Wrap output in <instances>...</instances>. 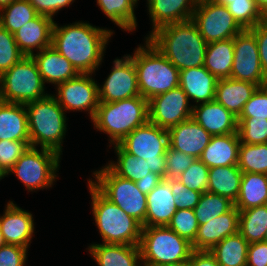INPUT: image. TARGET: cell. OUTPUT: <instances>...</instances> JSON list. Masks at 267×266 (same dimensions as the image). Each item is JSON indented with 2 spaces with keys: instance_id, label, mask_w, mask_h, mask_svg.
Here are the masks:
<instances>
[{
  "instance_id": "obj_1",
  "label": "cell",
  "mask_w": 267,
  "mask_h": 266,
  "mask_svg": "<svg viewBox=\"0 0 267 266\" xmlns=\"http://www.w3.org/2000/svg\"><path fill=\"white\" fill-rule=\"evenodd\" d=\"M113 32L77 22L58 27L54 22L52 47L63 55L79 74H92L101 64L105 45Z\"/></svg>"
},
{
  "instance_id": "obj_2",
  "label": "cell",
  "mask_w": 267,
  "mask_h": 266,
  "mask_svg": "<svg viewBox=\"0 0 267 266\" xmlns=\"http://www.w3.org/2000/svg\"><path fill=\"white\" fill-rule=\"evenodd\" d=\"M147 39L179 71L204 66L208 43L192 19L163 26Z\"/></svg>"
},
{
  "instance_id": "obj_3",
  "label": "cell",
  "mask_w": 267,
  "mask_h": 266,
  "mask_svg": "<svg viewBox=\"0 0 267 266\" xmlns=\"http://www.w3.org/2000/svg\"><path fill=\"white\" fill-rule=\"evenodd\" d=\"M137 72L140 95L146 100L179 87L180 71L146 38L130 56Z\"/></svg>"
},
{
  "instance_id": "obj_4",
  "label": "cell",
  "mask_w": 267,
  "mask_h": 266,
  "mask_svg": "<svg viewBox=\"0 0 267 266\" xmlns=\"http://www.w3.org/2000/svg\"><path fill=\"white\" fill-rule=\"evenodd\" d=\"M92 211L105 244L139 245L142 224L108 200L89 180Z\"/></svg>"
},
{
  "instance_id": "obj_5",
  "label": "cell",
  "mask_w": 267,
  "mask_h": 266,
  "mask_svg": "<svg viewBox=\"0 0 267 266\" xmlns=\"http://www.w3.org/2000/svg\"><path fill=\"white\" fill-rule=\"evenodd\" d=\"M92 121L95 128L109 134L110 143L119 144L133 130L149 121L148 100L140 95L99 103Z\"/></svg>"
},
{
  "instance_id": "obj_6",
  "label": "cell",
  "mask_w": 267,
  "mask_h": 266,
  "mask_svg": "<svg viewBox=\"0 0 267 266\" xmlns=\"http://www.w3.org/2000/svg\"><path fill=\"white\" fill-rule=\"evenodd\" d=\"M28 116L30 146L54 150L61 155L62 141L66 133V116L56 97L44 98L25 105Z\"/></svg>"
},
{
  "instance_id": "obj_7",
  "label": "cell",
  "mask_w": 267,
  "mask_h": 266,
  "mask_svg": "<svg viewBox=\"0 0 267 266\" xmlns=\"http://www.w3.org/2000/svg\"><path fill=\"white\" fill-rule=\"evenodd\" d=\"M143 266H177L189 261L192 245L167 226L143 227L140 240Z\"/></svg>"
},
{
  "instance_id": "obj_8",
  "label": "cell",
  "mask_w": 267,
  "mask_h": 266,
  "mask_svg": "<svg viewBox=\"0 0 267 266\" xmlns=\"http://www.w3.org/2000/svg\"><path fill=\"white\" fill-rule=\"evenodd\" d=\"M44 82L32 56H24L0 76V101L28 104L46 97Z\"/></svg>"
},
{
  "instance_id": "obj_9",
  "label": "cell",
  "mask_w": 267,
  "mask_h": 266,
  "mask_svg": "<svg viewBox=\"0 0 267 266\" xmlns=\"http://www.w3.org/2000/svg\"><path fill=\"white\" fill-rule=\"evenodd\" d=\"M119 145L127 153L146 160L152 173L165 178V155L169 146L166 129L148 121L128 134Z\"/></svg>"
},
{
  "instance_id": "obj_10",
  "label": "cell",
  "mask_w": 267,
  "mask_h": 266,
  "mask_svg": "<svg viewBox=\"0 0 267 266\" xmlns=\"http://www.w3.org/2000/svg\"><path fill=\"white\" fill-rule=\"evenodd\" d=\"M97 180L92 184L111 202L122 208L129 216L145 227L147 195L143 194L134 181L119 177L107 166L93 173ZM97 182V183H96Z\"/></svg>"
},
{
  "instance_id": "obj_11",
  "label": "cell",
  "mask_w": 267,
  "mask_h": 266,
  "mask_svg": "<svg viewBox=\"0 0 267 266\" xmlns=\"http://www.w3.org/2000/svg\"><path fill=\"white\" fill-rule=\"evenodd\" d=\"M60 154L54 150L36 147L29 148L20 156L14 166L8 171L15 173L28 190L48 188L56 178Z\"/></svg>"
},
{
  "instance_id": "obj_12",
  "label": "cell",
  "mask_w": 267,
  "mask_h": 266,
  "mask_svg": "<svg viewBox=\"0 0 267 266\" xmlns=\"http://www.w3.org/2000/svg\"><path fill=\"white\" fill-rule=\"evenodd\" d=\"M192 20L207 43L234 38L243 30L226 6L215 0L197 3Z\"/></svg>"
},
{
  "instance_id": "obj_13",
  "label": "cell",
  "mask_w": 267,
  "mask_h": 266,
  "mask_svg": "<svg viewBox=\"0 0 267 266\" xmlns=\"http://www.w3.org/2000/svg\"><path fill=\"white\" fill-rule=\"evenodd\" d=\"M230 78L267 85V76L261 67L258 44L250 29H243L234 37V60Z\"/></svg>"
},
{
  "instance_id": "obj_14",
  "label": "cell",
  "mask_w": 267,
  "mask_h": 266,
  "mask_svg": "<svg viewBox=\"0 0 267 266\" xmlns=\"http://www.w3.org/2000/svg\"><path fill=\"white\" fill-rule=\"evenodd\" d=\"M181 87L156 95L148 100L149 122L163 129L192 118L193 107Z\"/></svg>"
},
{
  "instance_id": "obj_15",
  "label": "cell",
  "mask_w": 267,
  "mask_h": 266,
  "mask_svg": "<svg viewBox=\"0 0 267 266\" xmlns=\"http://www.w3.org/2000/svg\"><path fill=\"white\" fill-rule=\"evenodd\" d=\"M90 75L92 74H78L75 78L58 84L56 100L64 110L89 111L92 119L99 105V86Z\"/></svg>"
},
{
  "instance_id": "obj_16",
  "label": "cell",
  "mask_w": 267,
  "mask_h": 266,
  "mask_svg": "<svg viewBox=\"0 0 267 266\" xmlns=\"http://www.w3.org/2000/svg\"><path fill=\"white\" fill-rule=\"evenodd\" d=\"M115 59L112 72L98 88L99 103L116 102L140 96L137 72L130 55Z\"/></svg>"
},
{
  "instance_id": "obj_17",
  "label": "cell",
  "mask_w": 267,
  "mask_h": 266,
  "mask_svg": "<svg viewBox=\"0 0 267 266\" xmlns=\"http://www.w3.org/2000/svg\"><path fill=\"white\" fill-rule=\"evenodd\" d=\"M167 132L171 148L191 155L195 159L200 158L212 137L192 118L175 125Z\"/></svg>"
},
{
  "instance_id": "obj_18",
  "label": "cell",
  "mask_w": 267,
  "mask_h": 266,
  "mask_svg": "<svg viewBox=\"0 0 267 266\" xmlns=\"http://www.w3.org/2000/svg\"><path fill=\"white\" fill-rule=\"evenodd\" d=\"M192 119L211 136L237 133L238 117L225 109L216 100L192 106Z\"/></svg>"
},
{
  "instance_id": "obj_19",
  "label": "cell",
  "mask_w": 267,
  "mask_h": 266,
  "mask_svg": "<svg viewBox=\"0 0 267 266\" xmlns=\"http://www.w3.org/2000/svg\"><path fill=\"white\" fill-rule=\"evenodd\" d=\"M33 221L31 213L10 201L0 217V231L5 243L28 248L34 233Z\"/></svg>"
},
{
  "instance_id": "obj_20",
  "label": "cell",
  "mask_w": 267,
  "mask_h": 266,
  "mask_svg": "<svg viewBox=\"0 0 267 266\" xmlns=\"http://www.w3.org/2000/svg\"><path fill=\"white\" fill-rule=\"evenodd\" d=\"M239 210L234 206L227 213L211 219L198 227L193 250H210L221 240L238 233Z\"/></svg>"
},
{
  "instance_id": "obj_21",
  "label": "cell",
  "mask_w": 267,
  "mask_h": 266,
  "mask_svg": "<svg viewBox=\"0 0 267 266\" xmlns=\"http://www.w3.org/2000/svg\"><path fill=\"white\" fill-rule=\"evenodd\" d=\"M53 18L38 14L13 35L20 52L24 56H32L33 48L41 51L52 46Z\"/></svg>"
},
{
  "instance_id": "obj_22",
  "label": "cell",
  "mask_w": 267,
  "mask_h": 266,
  "mask_svg": "<svg viewBox=\"0 0 267 266\" xmlns=\"http://www.w3.org/2000/svg\"><path fill=\"white\" fill-rule=\"evenodd\" d=\"M153 30L177 22L192 19L197 6L196 0H147Z\"/></svg>"
},
{
  "instance_id": "obj_23",
  "label": "cell",
  "mask_w": 267,
  "mask_h": 266,
  "mask_svg": "<svg viewBox=\"0 0 267 266\" xmlns=\"http://www.w3.org/2000/svg\"><path fill=\"white\" fill-rule=\"evenodd\" d=\"M174 200L170 182L163 179L147 194L145 227L167 226L178 209Z\"/></svg>"
},
{
  "instance_id": "obj_24",
  "label": "cell",
  "mask_w": 267,
  "mask_h": 266,
  "mask_svg": "<svg viewBox=\"0 0 267 266\" xmlns=\"http://www.w3.org/2000/svg\"><path fill=\"white\" fill-rule=\"evenodd\" d=\"M32 58L44 83L58 85L79 74L73 65L52 46L33 54Z\"/></svg>"
},
{
  "instance_id": "obj_25",
  "label": "cell",
  "mask_w": 267,
  "mask_h": 266,
  "mask_svg": "<svg viewBox=\"0 0 267 266\" xmlns=\"http://www.w3.org/2000/svg\"><path fill=\"white\" fill-rule=\"evenodd\" d=\"M258 88V85L248 81L233 78L218 79L215 100L225 109L239 117L244 105Z\"/></svg>"
},
{
  "instance_id": "obj_26",
  "label": "cell",
  "mask_w": 267,
  "mask_h": 266,
  "mask_svg": "<svg viewBox=\"0 0 267 266\" xmlns=\"http://www.w3.org/2000/svg\"><path fill=\"white\" fill-rule=\"evenodd\" d=\"M218 79L204 66L183 69L180 71L179 87L183 89L188 99L197 103L215 100Z\"/></svg>"
},
{
  "instance_id": "obj_27",
  "label": "cell",
  "mask_w": 267,
  "mask_h": 266,
  "mask_svg": "<svg viewBox=\"0 0 267 266\" xmlns=\"http://www.w3.org/2000/svg\"><path fill=\"white\" fill-rule=\"evenodd\" d=\"M240 143L238 132L212 136L199 159L208 168L238 165Z\"/></svg>"
},
{
  "instance_id": "obj_28",
  "label": "cell",
  "mask_w": 267,
  "mask_h": 266,
  "mask_svg": "<svg viewBox=\"0 0 267 266\" xmlns=\"http://www.w3.org/2000/svg\"><path fill=\"white\" fill-rule=\"evenodd\" d=\"M30 141L24 104L0 101V141Z\"/></svg>"
},
{
  "instance_id": "obj_29",
  "label": "cell",
  "mask_w": 267,
  "mask_h": 266,
  "mask_svg": "<svg viewBox=\"0 0 267 266\" xmlns=\"http://www.w3.org/2000/svg\"><path fill=\"white\" fill-rule=\"evenodd\" d=\"M89 252L99 266H139L141 261L139 245L93 244Z\"/></svg>"
},
{
  "instance_id": "obj_30",
  "label": "cell",
  "mask_w": 267,
  "mask_h": 266,
  "mask_svg": "<svg viewBox=\"0 0 267 266\" xmlns=\"http://www.w3.org/2000/svg\"><path fill=\"white\" fill-rule=\"evenodd\" d=\"M234 60V38L210 42L204 67L217 79L230 78Z\"/></svg>"
},
{
  "instance_id": "obj_31",
  "label": "cell",
  "mask_w": 267,
  "mask_h": 266,
  "mask_svg": "<svg viewBox=\"0 0 267 266\" xmlns=\"http://www.w3.org/2000/svg\"><path fill=\"white\" fill-rule=\"evenodd\" d=\"M267 204V175L243 173L241 186L234 206L239 210Z\"/></svg>"
},
{
  "instance_id": "obj_32",
  "label": "cell",
  "mask_w": 267,
  "mask_h": 266,
  "mask_svg": "<svg viewBox=\"0 0 267 266\" xmlns=\"http://www.w3.org/2000/svg\"><path fill=\"white\" fill-rule=\"evenodd\" d=\"M243 172L238 165L209 168L208 192L237 200Z\"/></svg>"
},
{
  "instance_id": "obj_33",
  "label": "cell",
  "mask_w": 267,
  "mask_h": 266,
  "mask_svg": "<svg viewBox=\"0 0 267 266\" xmlns=\"http://www.w3.org/2000/svg\"><path fill=\"white\" fill-rule=\"evenodd\" d=\"M249 243L238 232L228 236L209 251L219 266H246Z\"/></svg>"
},
{
  "instance_id": "obj_34",
  "label": "cell",
  "mask_w": 267,
  "mask_h": 266,
  "mask_svg": "<svg viewBox=\"0 0 267 266\" xmlns=\"http://www.w3.org/2000/svg\"><path fill=\"white\" fill-rule=\"evenodd\" d=\"M267 204L239 211L238 232L250 243L264 241Z\"/></svg>"
},
{
  "instance_id": "obj_35",
  "label": "cell",
  "mask_w": 267,
  "mask_h": 266,
  "mask_svg": "<svg viewBox=\"0 0 267 266\" xmlns=\"http://www.w3.org/2000/svg\"><path fill=\"white\" fill-rule=\"evenodd\" d=\"M118 157L117 163H109L107 167L121 178L139 181L151 173L147 161L127 153L119 144H114Z\"/></svg>"
},
{
  "instance_id": "obj_36",
  "label": "cell",
  "mask_w": 267,
  "mask_h": 266,
  "mask_svg": "<svg viewBox=\"0 0 267 266\" xmlns=\"http://www.w3.org/2000/svg\"><path fill=\"white\" fill-rule=\"evenodd\" d=\"M138 0H97L98 6L110 20L121 29L132 31L136 28L134 7Z\"/></svg>"
},
{
  "instance_id": "obj_37",
  "label": "cell",
  "mask_w": 267,
  "mask_h": 266,
  "mask_svg": "<svg viewBox=\"0 0 267 266\" xmlns=\"http://www.w3.org/2000/svg\"><path fill=\"white\" fill-rule=\"evenodd\" d=\"M0 11V25L12 34L38 15L28 0H14Z\"/></svg>"
},
{
  "instance_id": "obj_38",
  "label": "cell",
  "mask_w": 267,
  "mask_h": 266,
  "mask_svg": "<svg viewBox=\"0 0 267 266\" xmlns=\"http://www.w3.org/2000/svg\"><path fill=\"white\" fill-rule=\"evenodd\" d=\"M238 167L243 173H261L267 175V143H240Z\"/></svg>"
},
{
  "instance_id": "obj_39",
  "label": "cell",
  "mask_w": 267,
  "mask_h": 266,
  "mask_svg": "<svg viewBox=\"0 0 267 266\" xmlns=\"http://www.w3.org/2000/svg\"><path fill=\"white\" fill-rule=\"evenodd\" d=\"M233 207L234 202L229 198L207 191L202 193L198 204L194 208V214L199 225H201L217 216L227 213Z\"/></svg>"
},
{
  "instance_id": "obj_40",
  "label": "cell",
  "mask_w": 267,
  "mask_h": 266,
  "mask_svg": "<svg viewBox=\"0 0 267 266\" xmlns=\"http://www.w3.org/2000/svg\"><path fill=\"white\" fill-rule=\"evenodd\" d=\"M226 6L233 18L243 29H250L257 23L263 22L266 16L253 0H215Z\"/></svg>"
},
{
  "instance_id": "obj_41",
  "label": "cell",
  "mask_w": 267,
  "mask_h": 266,
  "mask_svg": "<svg viewBox=\"0 0 267 266\" xmlns=\"http://www.w3.org/2000/svg\"><path fill=\"white\" fill-rule=\"evenodd\" d=\"M237 132L241 143H267V119L238 118Z\"/></svg>"
},
{
  "instance_id": "obj_42",
  "label": "cell",
  "mask_w": 267,
  "mask_h": 266,
  "mask_svg": "<svg viewBox=\"0 0 267 266\" xmlns=\"http://www.w3.org/2000/svg\"><path fill=\"white\" fill-rule=\"evenodd\" d=\"M167 227L192 244L199 227L194 209H177Z\"/></svg>"
},
{
  "instance_id": "obj_43",
  "label": "cell",
  "mask_w": 267,
  "mask_h": 266,
  "mask_svg": "<svg viewBox=\"0 0 267 266\" xmlns=\"http://www.w3.org/2000/svg\"><path fill=\"white\" fill-rule=\"evenodd\" d=\"M177 179L188 189L207 192L209 168L200 159H196Z\"/></svg>"
},
{
  "instance_id": "obj_44",
  "label": "cell",
  "mask_w": 267,
  "mask_h": 266,
  "mask_svg": "<svg viewBox=\"0 0 267 266\" xmlns=\"http://www.w3.org/2000/svg\"><path fill=\"white\" fill-rule=\"evenodd\" d=\"M23 57L14 35L0 25V76Z\"/></svg>"
},
{
  "instance_id": "obj_45",
  "label": "cell",
  "mask_w": 267,
  "mask_h": 266,
  "mask_svg": "<svg viewBox=\"0 0 267 266\" xmlns=\"http://www.w3.org/2000/svg\"><path fill=\"white\" fill-rule=\"evenodd\" d=\"M29 146L30 141H0V173L3 177Z\"/></svg>"
},
{
  "instance_id": "obj_46",
  "label": "cell",
  "mask_w": 267,
  "mask_h": 266,
  "mask_svg": "<svg viewBox=\"0 0 267 266\" xmlns=\"http://www.w3.org/2000/svg\"><path fill=\"white\" fill-rule=\"evenodd\" d=\"M166 173L165 178L177 179L196 160L193 156L177 151L170 146L165 155Z\"/></svg>"
},
{
  "instance_id": "obj_47",
  "label": "cell",
  "mask_w": 267,
  "mask_h": 266,
  "mask_svg": "<svg viewBox=\"0 0 267 266\" xmlns=\"http://www.w3.org/2000/svg\"><path fill=\"white\" fill-rule=\"evenodd\" d=\"M238 118L267 119V85L255 91Z\"/></svg>"
},
{
  "instance_id": "obj_48",
  "label": "cell",
  "mask_w": 267,
  "mask_h": 266,
  "mask_svg": "<svg viewBox=\"0 0 267 266\" xmlns=\"http://www.w3.org/2000/svg\"><path fill=\"white\" fill-rule=\"evenodd\" d=\"M178 209H194L202 193L188 189L178 179H168Z\"/></svg>"
},
{
  "instance_id": "obj_49",
  "label": "cell",
  "mask_w": 267,
  "mask_h": 266,
  "mask_svg": "<svg viewBox=\"0 0 267 266\" xmlns=\"http://www.w3.org/2000/svg\"><path fill=\"white\" fill-rule=\"evenodd\" d=\"M27 248L5 244L0 247V266H24Z\"/></svg>"
},
{
  "instance_id": "obj_50",
  "label": "cell",
  "mask_w": 267,
  "mask_h": 266,
  "mask_svg": "<svg viewBox=\"0 0 267 266\" xmlns=\"http://www.w3.org/2000/svg\"><path fill=\"white\" fill-rule=\"evenodd\" d=\"M254 33L259 50V58L264 74L267 76V19L250 28Z\"/></svg>"
},
{
  "instance_id": "obj_51",
  "label": "cell",
  "mask_w": 267,
  "mask_h": 266,
  "mask_svg": "<svg viewBox=\"0 0 267 266\" xmlns=\"http://www.w3.org/2000/svg\"><path fill=\"white\" fill-rule=\"evenodd\" d=\"M36 12L51 18L65 6H69L74 0H28Z\"/></svg>"
},
{
  "instance_id": "obj_52",
  "label": "cell",
  "mask_w": 267,
  "mask_h": 266,
  "mask_svg": "<svg viewBox=\"0 0 267 266\" xmlns=\"http://www.w3.org/2000/svg\"><path fill=\"white\" fill-rule=\"evenodd\" d=\"M246 266H267V242L250 243Z\"/></svg>"
},
{
  "instance_id": "obj_53",
  "label": "cell",
  "mask_w": 267,
  "mask_h": 266,
  "mask_svg": "<svg viewBox=\"0 0 267 266\" xmlns=\"http://www.w3.org/2000/svg\"><path fill=\"white\" fill-rule=\"evenodd\" d=\"M187 264L188 266H219L209 250H193Z\"/></svg>"
},
{
  "instance_id": "obj_54",
  "label": "cell",
  "mask_w": 267,
  "mask_h": 266,
  "mask_svg": "<svg viewBox=\"0 0 267 266\" xmlns=\"http://www.w3.org/2000/svg\"><path fill=\"white\" fill-rule=\"evenodd\" d=\"M163 178L156 173H149L139 181L135 182L137 188L143 193L148 194L150 193L161 181Z\"/></svg>"
},
{
  "instance_id": "obj_55",
  "label": "cell",
  "mask_w": 267,
  "mask_h": 266,
  "mask_svg": "<svg viewBox=\"0 0 267 266\" xmlns=\"http://www.w3.org/2000/svg\"><path fill=\"white\" fill-rule=\"evenodd\" d=\"M261 12L267 16V0H253Z\"/></svg>"
},
{
  "instance_id": "obj_56",
  "label": "cell",
  "mask_w": 267,
  "mask_h": 266,
  "mask_svg": "<svg viewBox=\"0 0 267 266\" xmlns=\"http://www.w3.org/2000/svg\"><path fill=\"white\" fill-rule=\"evenodd\" d=\"M14 0H0V9L9 5Z\"/></svg>"
},
{
  "instance_id": "obj_57",
  "label": "cell",
  "mask_w": 267,
  "mask_h": 266,
  "mask_svg": "<svg viewBox=\"0 0 267 266\" xmlns=\"http://www.w3.org/2000/svg\"><path fill=\"white\" fill-rule=\"evenodd\" d=\"M5 244H6V243H5V241H4L3 235H2V233H1V231H0V247L3 246V245H5Z\"/></svg>"
},
{
  "instance_id": "obj_58",
  "label": "cell",
  "mask_w": 267,
  "mask_h": 266,
  "mask_svg": "<svg viewBox=\"0 0 267 266\" xmlns=\"http://www.w3.org/2000/svg\"><path fill=\"white\" fill-rule=\"evenodd\" d=\"M204 1H213V0H196L197 3L204 2Z\"/></svg>"
},
{
  "instance_id": "obj_59",
  "label": "cell",
  "mask_w": 267,
  "mask_h": 266,
  "mask_svg": "<svg viewBox=\"0 0 267 266\" xmlns=\"http://www.w3.org/2000/svg\"><path fill=\"white\" fill-rule=\"evenodd\" d=\"M264 241H266V242H267V229H266V232H265Z\"/></svg>"
},
{
  "instance_id": "obj_60",
  "label": "cell",
  "mask_w": 267,
  "mask_h": 266,
  "mask_svg": "<svg viewBox=\"0 0 267 266\" xmlns=\"http://www.w3.org/2000/svg\"><path fill=\"white\" fill-rule=\"evenodd\" d=\"M177 266H188V264H187V263H185V264H182V265H177Z\"/></svg>"
}]
</instances>
